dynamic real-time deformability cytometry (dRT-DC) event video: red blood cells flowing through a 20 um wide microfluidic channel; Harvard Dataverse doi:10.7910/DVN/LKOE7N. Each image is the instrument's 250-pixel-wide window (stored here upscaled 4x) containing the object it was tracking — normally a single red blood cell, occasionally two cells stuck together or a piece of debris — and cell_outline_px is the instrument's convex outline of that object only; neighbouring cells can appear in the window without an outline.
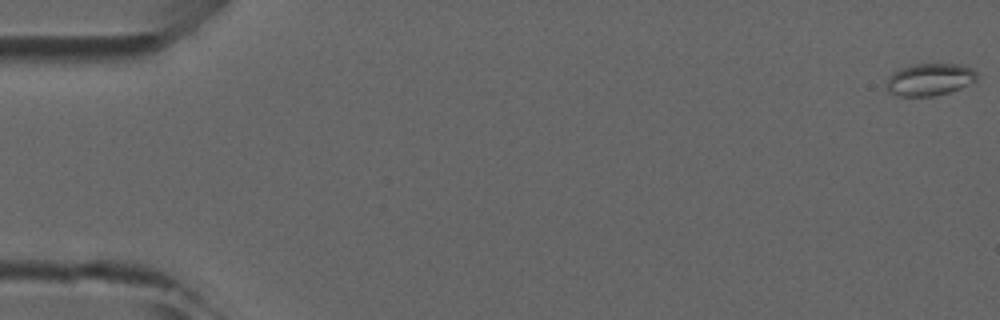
{"species": "common noctule bat (a hibernating species)", "species_latin": "Nyctalus noctula", "temperature_condition": "room temperature", "stored_images_in_passage": 48, "camera_frame_rate_fps": 3000, "um_per_image_px": 0.085, "animal": {"sex": "male", "forearm_length_mm": 52.5}, "frame": {"image": 1, "passage_image": 1, "time_ms": 0.0, "image_size_px": [1000, 320], "cell_outline_px": [[976, 80], [960, 88], [948, 92], [932, 96], [900, 96], [888, 92], [888, 76], [892, 72], [900, 68], [916, 64], [964, 64], [972, 68], [976, 72]], "centroid_in_image_um": [79.02, 6.74], "position_along_channel_um": 6.0, "area_um2": 16.88}}
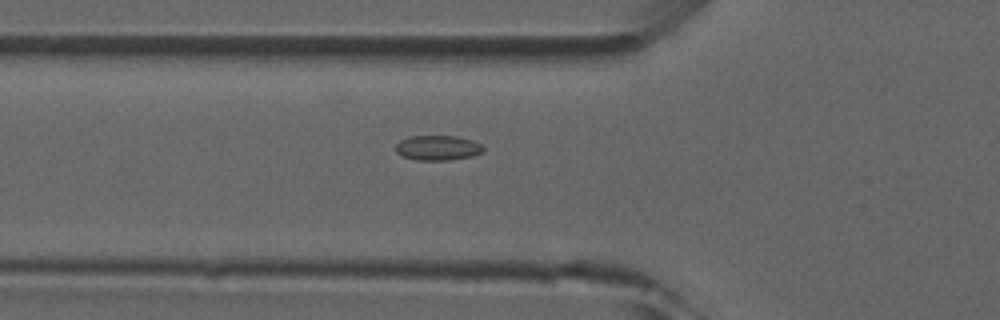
{"frame": {"image": 2, "passage_image": 18, "time_ms": 5.667, "image_size_px": [1000, 320], "cell_outline_px": [[484, 152], [472, 156], [448, 160], [416, 160], [404, 156], [396, 152], [396, 144], [400, 140], [408, 136], [456, 136], [472, 140], [480, 144], [484, 148]], "centroid_in_image_um": [37.21, 12.56], "position_along_channel_um": 88.6, "area_um2": 12.72}}
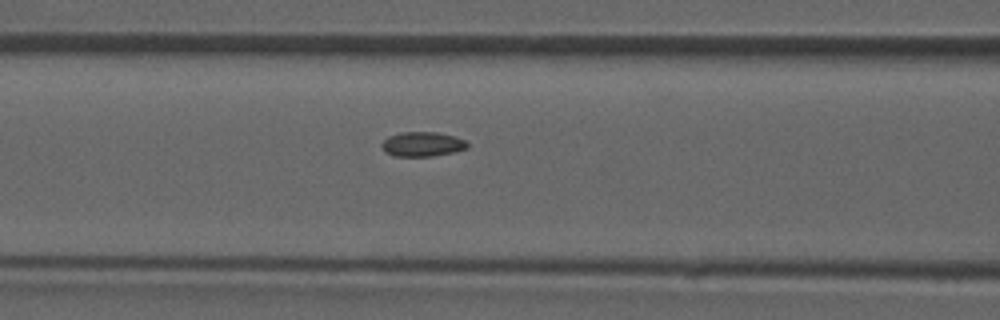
{"frame": {"image": 3, "passage_image": 21, "time_ms": 6.667, "image_size_px": [1000, 320], "cell_outline_px": [[468, 148], [456, 152], [432, 156], [392, 156], [384, 152], [380, 144], [388, 136], [400, 132], [436, 132], [452, 136], [464, 140], [468, 144]], "centroid_in_image_um": [35.87, 12.26], "position_along_channel_um": 130.7, "area_um2": 12.37}}